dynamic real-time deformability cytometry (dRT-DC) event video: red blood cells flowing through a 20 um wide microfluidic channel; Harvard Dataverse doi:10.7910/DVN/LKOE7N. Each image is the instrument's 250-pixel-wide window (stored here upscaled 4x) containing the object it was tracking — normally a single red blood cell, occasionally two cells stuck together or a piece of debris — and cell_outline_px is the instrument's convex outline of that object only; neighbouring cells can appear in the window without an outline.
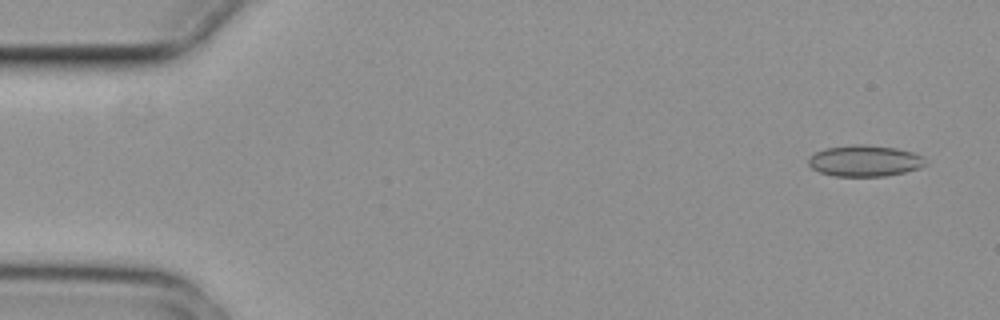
{"species": "common noctule bat (a hibernating species)", "species_latin": "Nyctalus noctula", "temperature_condition": "cold", "stored_images_in_passage": 5, "camera_frame_rate_fps": 3000, "um_per_image_px": 0.085, "animal": {"sex": "female", "body_mass_g": 29.2, "forearm_length_mm": 56.3}, "frame": {"image": 1, "passage_image": 1, "time_ms": 0.0, "image_size_px": [1000, 320], "cell_outline_px": [[928, 164], [920, 168], [904, 172], [884, 176], [832, 176], [820, 172], [812, 168], [808, 164], [808, 160], [816, 152], [828, 148], [848, 144], [864, 144], [896, 148], [912, 152], [920, 156]], "centroid_in_image_um": [73.5, 13.67], "position_along_channel_um": 11.5, "area_um2": 21.21}}